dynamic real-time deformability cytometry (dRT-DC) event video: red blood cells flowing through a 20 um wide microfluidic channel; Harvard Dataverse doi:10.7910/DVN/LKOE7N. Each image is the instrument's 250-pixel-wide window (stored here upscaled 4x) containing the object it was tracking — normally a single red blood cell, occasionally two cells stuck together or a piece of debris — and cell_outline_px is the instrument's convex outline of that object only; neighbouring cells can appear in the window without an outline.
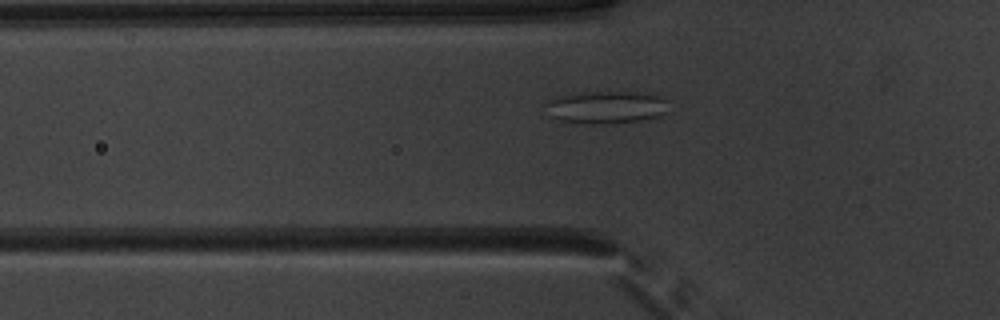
{"species": "common noctule bat (a hibernating species)", "species_latin": "Nyctalus noctula", "temperature_condition": "warm", "stored_images_in_passage": 38, "segment_of_instrument_passage": [1, 2], "camera_frame_rate_fps": 3000, "um_per_image_px": 0.085, "animal": {"sex": "male", "body_mass_g": 20.1, "forearm_length_mm": 53.5}, "frame": {"image": 1, "passage_image": 3, "time_ms": 0.667, "image_size_px": [1000, 320], "cell_outline_px": [[668, 112], [660, 116], [648, 120], [592, 124], [560, 120], [552, 116], [544, 104], [548, 100], [564, 96], [588, 92], [648, 92], [668, 100]], "centroid_in_image_um": [51.64, 9.11], "position_along_channel_um": 74.2, "area_um2": 23.24}}
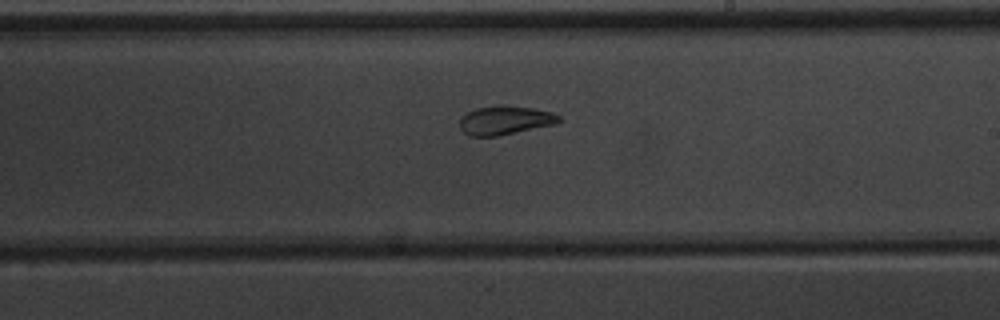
{"frame": {"image": 2, "passage_image": 16, "time_ms": 5.0, "image_size_px": [1000, 320], "cell_outline_px": [[564, 120], [556, 124], [500, 136], [468, 136], [460, 128], [460, 116], [476, 108], [500, 104], [508, 104], [536, 108], [552, 112], [560, 116]], "centroid_in_image_um": [42.97, 10.21], "position_along_channel_um": 246.0, "area_um2": 17.22}}
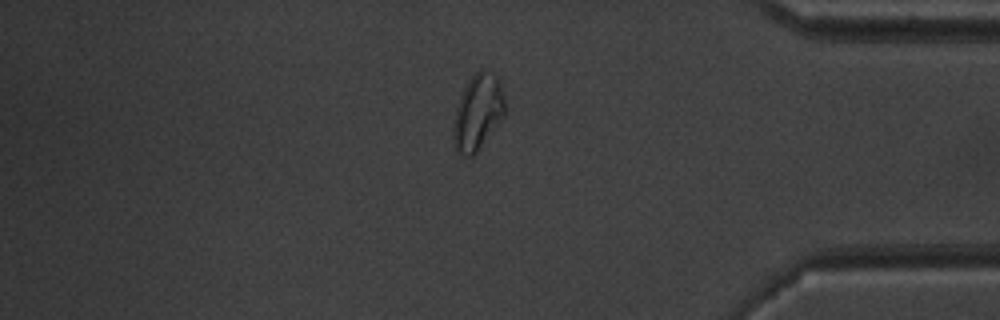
{"frame": {"image": 3, "passage_image": 29, "time_ms": 9.333, "image_size_px": [1000, 320], "cell_outline_px": [[504, 116], [476, 152], [472, 156], [460, 156], [456, 152], [452, 140], [452, 128], [456, 108], [460, 96], [468, 80], [480, 68], [492, 72], [500, 76], [504, 92]], "centroid_in_image_um": [40.61, 9.52], "position_along_channel_um": 394.6, "area_um2": 23.12}}